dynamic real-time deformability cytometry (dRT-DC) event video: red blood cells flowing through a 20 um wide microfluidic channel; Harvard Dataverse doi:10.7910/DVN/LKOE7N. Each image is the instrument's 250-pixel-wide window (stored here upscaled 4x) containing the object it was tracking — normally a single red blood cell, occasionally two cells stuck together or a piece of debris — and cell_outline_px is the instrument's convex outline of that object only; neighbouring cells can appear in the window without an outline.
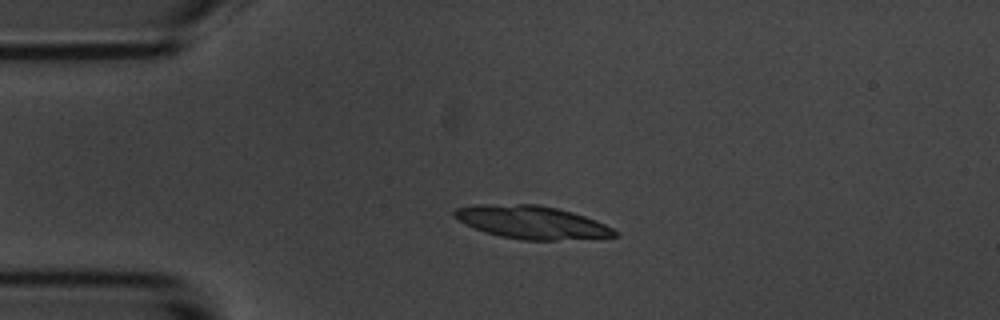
{"species": "common noctule bat (a hibernating species)", "species_latin": "Nyctalus noctula", "temperature_condition": "room temperature", "stored_images_in_passage": 3, "camera_frame_rate_fps": 3000, "um_per_image_px": 0.085, "animal": {"sex": "male", "body_mass_g": 20.1, "forearm_length_mm": 53.5}, "frame": {"image": 1, "passage_image": 2, "time_ms": 1.333, "image_size_px": [1000, 320], "cell_outline_px": [[620, 236], [556, 240], [520, 240], [500, 236], [484, 232], [464, 224], [452, 216], [452, 212], [456, 208], [476, 204], [536, 204], [556, 208], [572, 212], [596, 220], [612, 228]], "centroid_in_image_um": [45.14, 18.89], "position_along_channel_um": 39.9, "area_um2": 30.87}}